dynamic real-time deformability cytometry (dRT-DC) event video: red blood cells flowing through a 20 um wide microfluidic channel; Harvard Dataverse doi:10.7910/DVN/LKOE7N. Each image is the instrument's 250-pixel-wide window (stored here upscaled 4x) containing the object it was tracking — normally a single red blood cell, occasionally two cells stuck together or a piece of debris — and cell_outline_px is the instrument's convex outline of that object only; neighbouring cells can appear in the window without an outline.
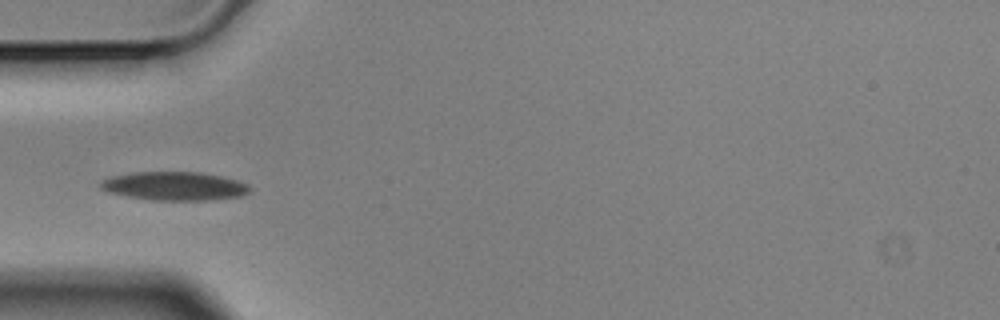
{"species": "Egyptian fruit bat (a non-hibernating species)", "species_latin": "Rousettus aegyptiacus", "temperature_condition": "cold", "stored_images_in_passage": 7, "camera_frame_rate_fps": 3000, "um_per_image_px": 0.085, "animal": {"sex": "male"}, "frame": {"image": 1, "passage_image": 6, "time_ms": 1.667, "image_size_px": [1000, 320], "cell_outline_px": [[252, 188], [248, 192], [240, 196], [212, 200], [152, 200], [128, 196], [108, 192], [100, 188], [100, 180], [112, 176], [132, 172], [200, 172], [220, 176], [236, 180], [248, 184]], "centroid_in_image_um": [14.82, 15.81], "position_along_channel_um": 70.2, "area_um2": 24.85}}
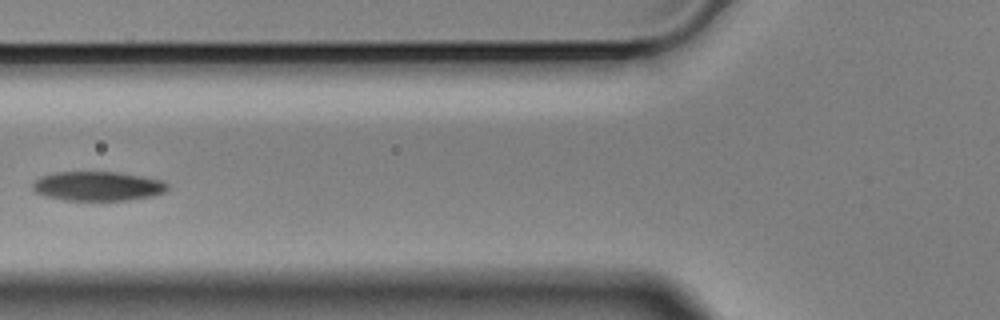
{"frame": {"image": 2, "passage_image": 7, "time_ms": 2.0, "image_size_px": [1000, 320], "cell_outline_px": [[168, 188], [164, 192], [152, 196], [128, 200], [64, 200], [44, 196], [36, 192], [32, 188], [32, 184], [40, 176], [52, 172], [116, 172], [144, 176], [164, 180], [168, 184]], "centroid_in_image_um": [8.31, 15.81], "position_along_channel_um": 117.5, "area_um2": 23.24}}